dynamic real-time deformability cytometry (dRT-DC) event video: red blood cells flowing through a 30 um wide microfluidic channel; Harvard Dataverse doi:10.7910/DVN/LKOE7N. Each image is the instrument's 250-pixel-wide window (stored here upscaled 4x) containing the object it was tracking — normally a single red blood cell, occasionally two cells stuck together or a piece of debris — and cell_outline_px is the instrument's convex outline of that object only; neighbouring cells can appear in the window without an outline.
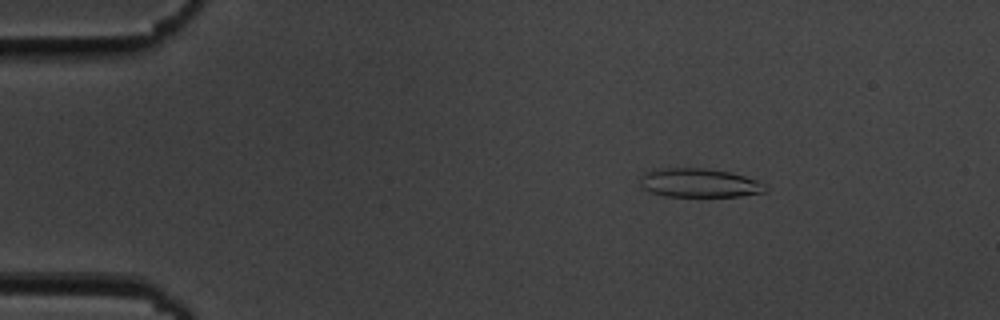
{"species": "common noctule bat (a hibernating species)", "species_latin": "Nyctalus noctula", "temperature_condition": "cold", "stored_images_in_passage": 55, "camera_frame_rate_fps": 3000, "um_per_image_px": 0.085, "animal": {"sex": "male", "body_mass_g": 19.5, "forearm_length_mm": 54.6}, "frame": {"image": 1, "passage_image": 9, "time_ms": 2.667, "image_size_px": [1000, 320], "cell_outline_px": [[768, 188], [764, 192], [740, 196], [664, 196], [648, 192], [640, 184], [640, 176], [656, 168], [704, 168], [728, 172], [744, 176], [768, 184]], "centroid_in_image_um": [59.43, 15.55], "position_along_channel_um": 25.6, "area_um2": 21.1}}
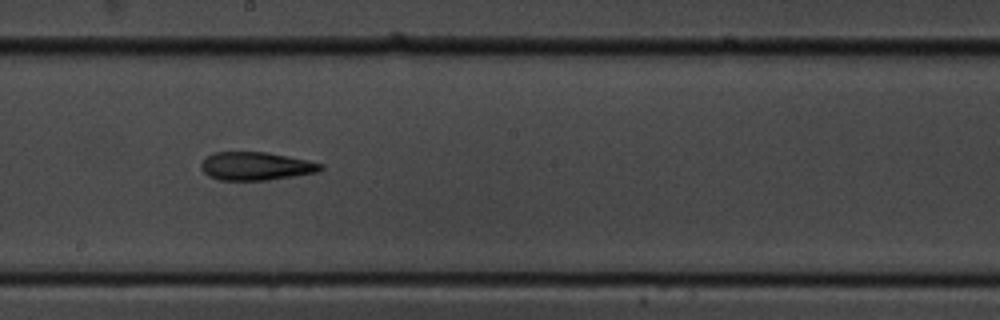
{"frame": {"image": 2, "passage_image": 31, "time_ms": 10.0, "image_size_px": [1000, 320], "cell_outline_px": [[324, 168], [320, 172], [268, 180], [220, 180], [208, 176], [200, 168], [200, 164], [212, 152], [268, 152], [288, 156], [324, 164]], "centroid_in_image_um": [21.77, 14.12], "position_along_channel_um": 226.4, "area_um2": 19.77}}
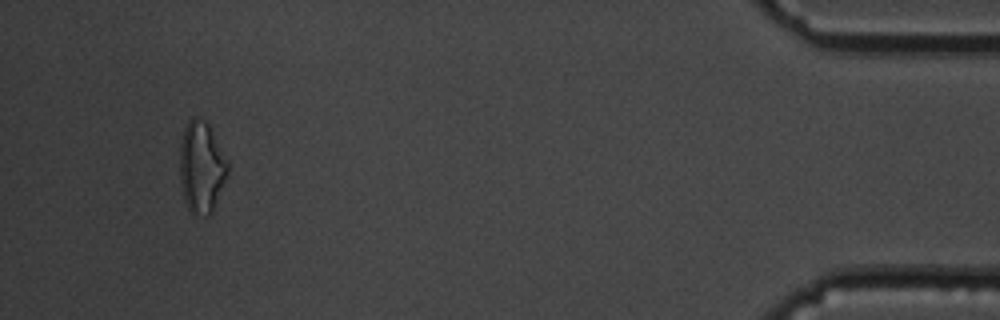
{"frame": {"image": 3, "passage_image": 52, "time_ms": 17.0, "image_size_px": [1000, 320], "cell_outline_px": [[228, 172], [212, 212], [208, 216], [192, 216], [184, 200], [180, 176], [180, 144], [184, 128], [188, 120], [192, 116], [196, 116], [208, 124], [228, 164]], "centroid_in_image_um": [17.09, 14.24], "position_along_channel_um": 418.1, "area_um2": 25.32}, "authors_computed_cell_mechanics": {"area_um2": 20.808, "velocity_mm_per_s": 3.7013, "shape_relaxation_time_tau1_ms": 5.6072, "shape_relaxation_time_tau2_ms": 2.7556, "deformation_change_tau1": 0.1865, "deformation_change_tau2": 0.1223}}